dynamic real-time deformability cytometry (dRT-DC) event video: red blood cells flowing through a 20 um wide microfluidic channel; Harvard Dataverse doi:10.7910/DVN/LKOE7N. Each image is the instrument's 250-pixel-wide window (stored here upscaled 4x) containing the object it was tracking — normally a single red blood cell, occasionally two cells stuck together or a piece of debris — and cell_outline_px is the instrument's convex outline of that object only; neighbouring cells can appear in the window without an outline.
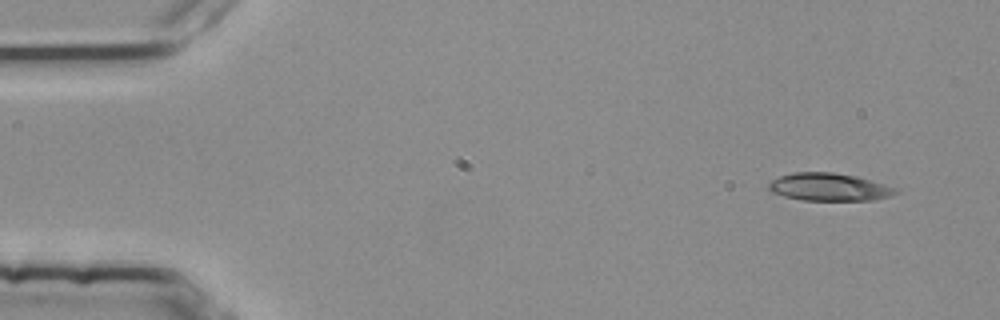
{"species": "common noctule bat (a hibernating species)", "species_latin": "Nyctalus noctula", "temperature_condition": "room temperature", "stored_images_in_passage": 4, "camera_frame_rate_fps": 3000, "um_per_image_px": 0.085, "animal": {"sex": "female", "body_mass_g": 25.1}, "frame": {"image": 1, "passage_image": 1, "time_ms": 0.0, "image_size_px": [1000, 320], "cell_outline_px": [[900, 192], [876, 200], [800, 200], [784, 196], [772, 192], [768, 188], [768, 184], [772, 180], [780, 176], [792, 172], [832, 172], [856, 176], [900, 188]], "centroid_in_image_um": [70.51, 15.89], "position_along_channel_um": 14.5, "area_um2": 20.63}}
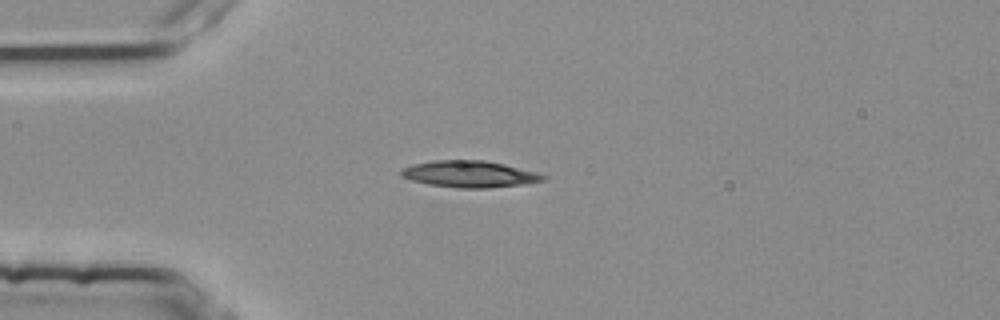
{"frame": {"image": 2, "passage_image": 3, "time_ms": 0.667, "image_size_px": [1000, 320], "cell_outline_px": [[548, 176], [544, 180], [524, 184], [488, 188], [460, 188], [428, 184], [412, 180], [400, 176], [400, 172], [404, 168], [416, 164], [432, 160], [484, 160], [504, 164], [536, 172]], "centroid_in_image_um": [39.93, 14.8], "position_along_channel_um": 45.1, "area_um2": 21.85}}
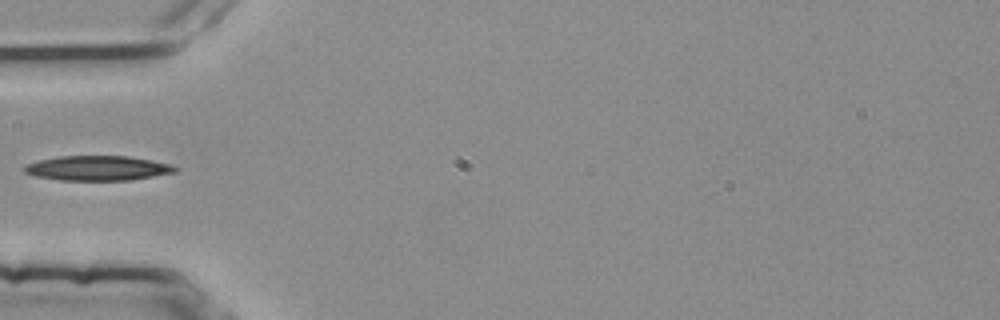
{"frame": {"image": 3, "passage_image": 4, "time_ms": 1.0, "image_size_px": [1000, 320], "cell_outline_px": [[180, 168], [176, 172], [132, 180], [60, 180], [36, 176], [24, 172], [24, 168], [28, 164], [40, 160], [56, 156], [128, 156], [172, 164]], "centroid_in_image_um": [8.35, 14.29], "position_along_channel_um": 76.7, "area_um2": 21.73}}